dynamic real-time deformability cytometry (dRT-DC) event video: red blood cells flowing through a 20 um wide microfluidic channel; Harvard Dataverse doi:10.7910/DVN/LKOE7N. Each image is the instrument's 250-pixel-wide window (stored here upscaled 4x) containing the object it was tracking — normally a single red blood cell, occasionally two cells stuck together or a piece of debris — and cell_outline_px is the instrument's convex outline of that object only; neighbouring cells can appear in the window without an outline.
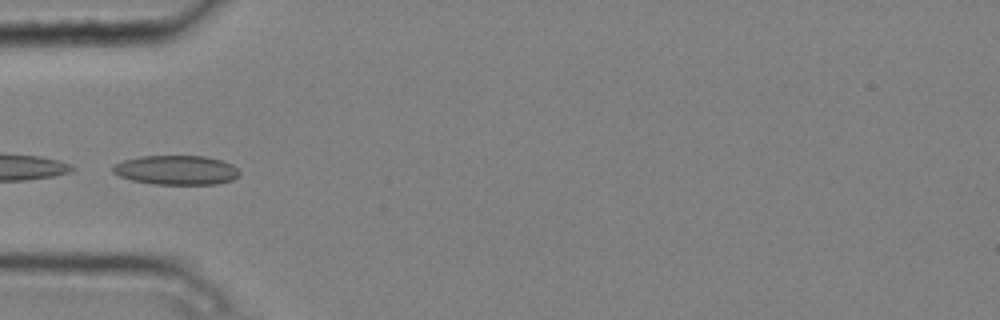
{"species": "common noctule bat (a hibernating species)", "species_latin": "Nyctalus noctula", "temperature_condition": "cold", "stored_images_in_passage": 5, "camera_frame_rate_fps": 3000, "um_per_image_px": 0.085, "animal": {"sex": "male", "body_mass_g": 20.4}, "frame": {"image": 1, "passage_image": 4, "time_ms": 1.0, "image_size_px": [1000, 320], "cell_outline_px": [[240, 176], [232, 180], [216, 184], [152, 184], [132, 180], [120, 176], [112, 172], [112, 164], [124, 160], [140, 156], [204, 156], [220, 160], [232, 164], [240, 172]], "centroid_in_image_um": [14.97, 14.46], "position_along_channel_um": 70.0, "area_um2": 21.73}}
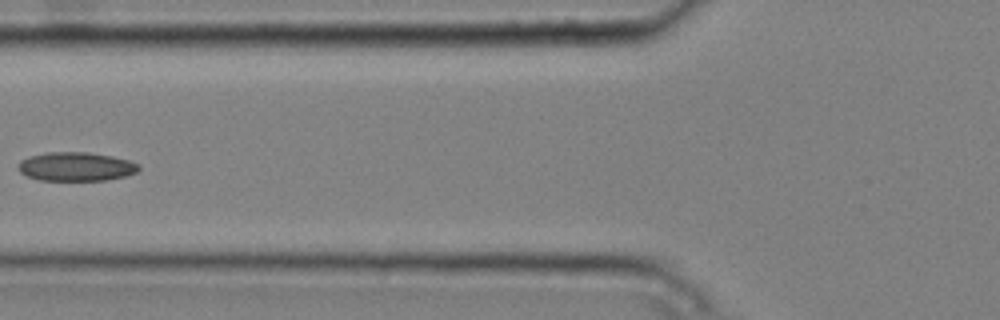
{"frame": {"image": 2, "passage_image": 5, "time_ms": 1.333, "image_size_px": [1000, 320], "cell_outline_px": [[140, 168], [136, 172], [124, 176], [104, 180], [40, 180], [28, 176], [20, 172], [20, 160], [28, 156], [48, 152], [88, 152], [112, 156], [128, 160], [140, 164]], "centroid_in_image_um": [6.47, 14.15], "position_along_channel_um": 119.3, "area_um2": 20.11}}